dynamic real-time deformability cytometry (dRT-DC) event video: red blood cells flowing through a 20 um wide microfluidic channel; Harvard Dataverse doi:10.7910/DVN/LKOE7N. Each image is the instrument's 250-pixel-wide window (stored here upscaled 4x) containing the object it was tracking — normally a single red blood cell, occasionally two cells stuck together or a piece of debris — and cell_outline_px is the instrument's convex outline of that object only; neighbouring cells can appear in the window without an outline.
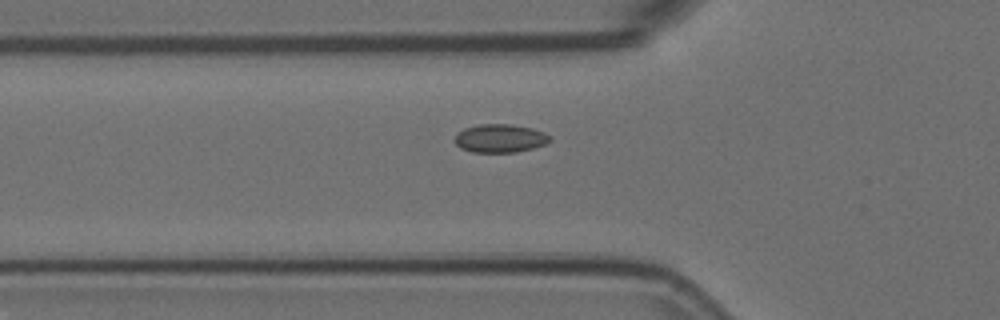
{"species": "Egyptian fruit bat (a non-hibernating species)", "species_latin": "Rousettus aegyptiacus", "temperature_condition": "room temperature", "stored_images_in_passage": 4, "camera_frame_rate_fps": 3000, "um_per_image_px": 0.085, "animal": {"sex": "female"}, "frame": {"image": 1, "passage_image": 4, "time_ms": 1.0, "image_size_px": [1000, 320], "cell_outline_px": [[552, 140], [544, 144], [532, 148], [516, 152], [472, 152], [460, 148], [456, 144], [456, 132], [464, 128], [480, 124], [512, 124], [532, 128], [544, 132], [552, 136]], "centroid_in_image_um": [42.52, 11.75], "position_along_channel_um": 83.3, "area_um2": 15.78}}